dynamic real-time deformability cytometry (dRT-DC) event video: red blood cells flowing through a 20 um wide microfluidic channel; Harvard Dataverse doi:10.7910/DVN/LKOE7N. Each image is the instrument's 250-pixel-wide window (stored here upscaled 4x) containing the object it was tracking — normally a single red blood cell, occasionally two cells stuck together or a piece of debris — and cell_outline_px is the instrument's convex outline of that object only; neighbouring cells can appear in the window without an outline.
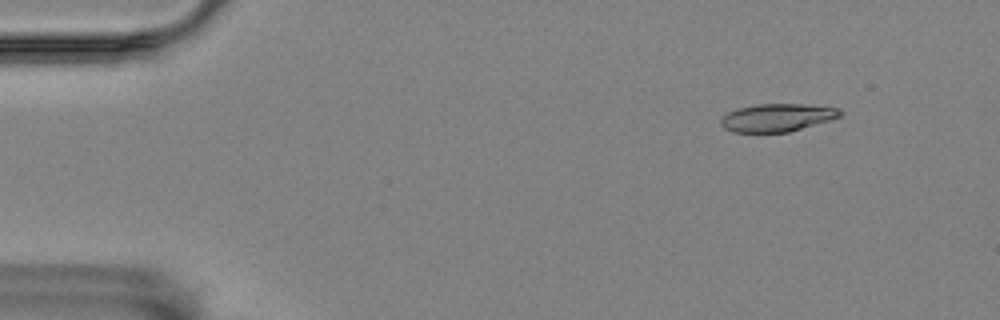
{"species": "Egyptian fruit bat (a non-hibernating species)", "species_latin": "Rousettus aegyptiacus", "temperature_condition": "room temperature", "stored_images_in_passage": 52, "camera_frame_rate_fps": 3000, "um_per_image_px": 0.085, "animal": {"sex": "female"}, "frame": {"image": 1, "passage_image": 2, "time_ms": 0.333, "image_size_px": [1000, 320], "cell_outline_px": [[844, 112], [840, 116], [832, 120], [788, 132], [732, 132], [724, 128], [720, 124], [720, 120], [728, 112], [736, 108], [756, 104], [804, 104], [840, 108]], "centroid_in_image_um": [66.08, 9.99], "position_along_channel_um": 18.9, "area_um2": 19.54}}
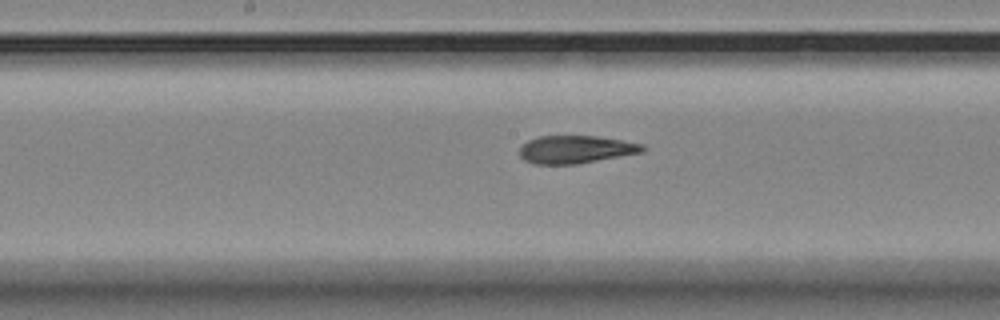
{"frame": {"image": 2, "passage_image": 25, "time_ms": 8.0, "image_size_px": [1000, 320], "cell_outline_px": [[644, 152], [576, 164], [532, 164], [524, 160], [520, 156], [520, 148], [528, 140], [540, 136], [596, 136], [644, 144]], "centroid_in_image_um": [48.92, 12.71], "position_along_channel_um": 199.3, "area_um2": 19.83}}
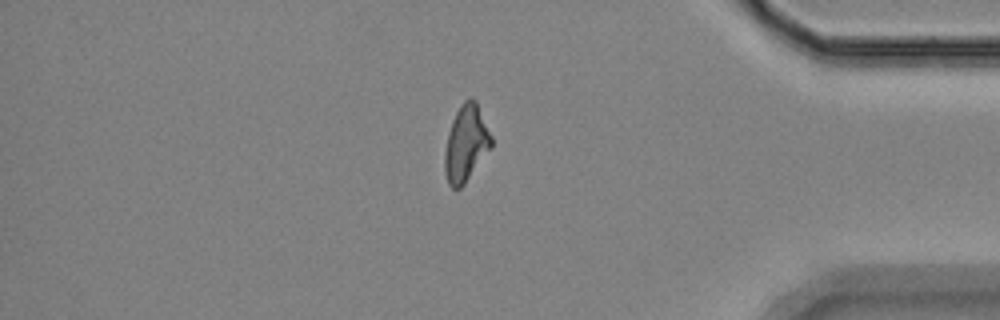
{"frame": {"image": 3, "passage_image": 44, "time_ms": 14.333, "image_size_px": [1000, 320], "cell_outline_px": [[492, 148], [464, 184], [460, 188], [452, 188], [448, 184], [444, 172], [444, 152], [448, 132], [452, 120], [460, 104], [464, 100], [472, 96], [476, 100], [492, 136]], "centroid_in_image_um": [39.61, 12.18], "position_along_channel_um": 395.6, "area_um2": 21.04}, "authors_computed_cell_mechanics": {"area_um2": 20.4901, "velocity_mm_per_s": 3.5224, "shape_relaxation_time_tau1_ms": null, "shape_relaxation_time_tau2_ms": 2.1238, "deformation_change_tau1": null, "deformation_change_tau2": 0.0992}}